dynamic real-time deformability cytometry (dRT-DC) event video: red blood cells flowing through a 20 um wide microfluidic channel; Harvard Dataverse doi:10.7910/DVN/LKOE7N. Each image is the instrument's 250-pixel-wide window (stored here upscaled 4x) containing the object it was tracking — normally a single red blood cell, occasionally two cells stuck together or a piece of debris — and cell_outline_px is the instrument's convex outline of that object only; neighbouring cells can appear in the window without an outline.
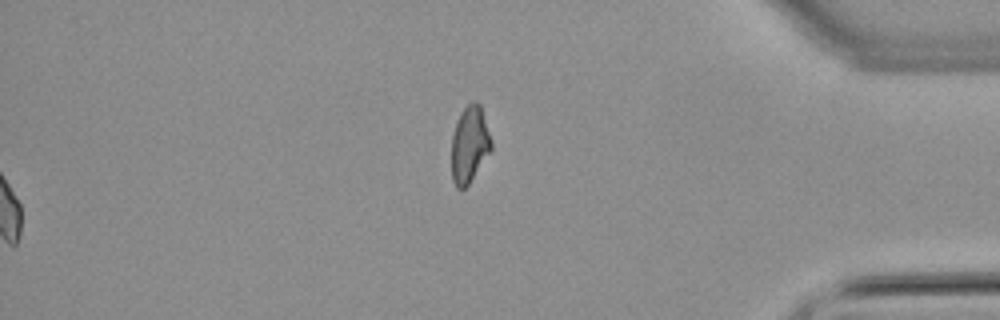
{"species": "common noctule bat (a hibernating species)", "species_latin": "Nyctalus noctula", "temperature_condition": "warm", "stored_images_in_passage": 61, "segment_of_instrument_passage": [2, 2], "camera_frame_rate_fps": 3000, "um_per_image_px": 0.085, "animal": {"sex": "male", "body_mass_g": 21.5, "forearm_length_mm": 52.0}, "frame": {"image": 1, "passage_image": 61, "time_ms": 20.0, "image_size_px": [1000, 320], "cell_outline_px": [[492, 148], [468, 184], [464, 188], [456, 188], [452, 180], [452, 136], [456, 120], [460, 112], [472, 100], [476, 100], [480, 104], [492, 140]], "centroid_in_image_um": [39.9, 12.23], "position_along_channel_um": 395.3, "area_um2": 17.69}}